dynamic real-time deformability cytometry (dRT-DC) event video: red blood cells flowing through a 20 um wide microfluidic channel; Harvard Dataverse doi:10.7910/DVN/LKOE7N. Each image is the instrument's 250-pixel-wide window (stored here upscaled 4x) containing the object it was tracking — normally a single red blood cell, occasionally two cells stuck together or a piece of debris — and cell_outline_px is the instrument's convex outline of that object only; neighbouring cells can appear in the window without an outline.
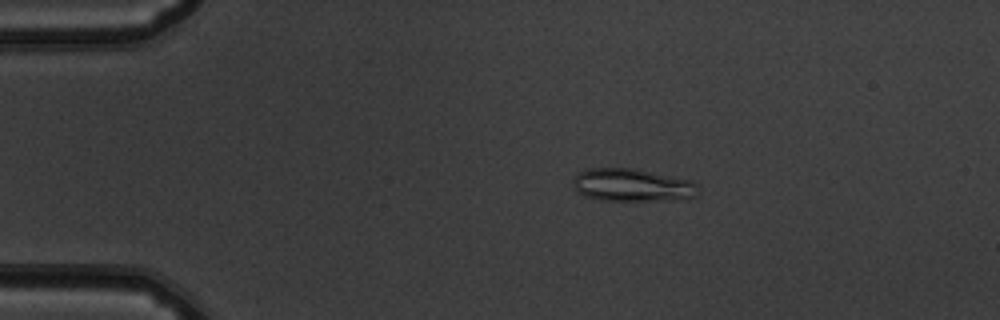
{"species": "common noctule bat (a hibernating species)", "species_latin": "Nyctalus noctula", "temperature_condition": "warm", "stored_images_in_passage": 46, "camera_frame_rate_fps": 3000, "um_per_image_px": 0.085, "animal": {"sex": "male", "body_mass_g": 19.5, "forearm_length_mm": 54.6}, "frame": {"image": 1, "passage_image": 4, "time_ms": 1.0, "image_size_px": [1000, 320], "cell_outline_px": [[700, 184], [696, 196], [688, 200], [600, 200], [584, 196], [572, 184], [572, 180], [576, 172], [588, 168], [632, 168], [692, 180]], "centroid_in_image_um": [53.78, 15.73], "position_along_channel_um": 31.2, "area_um2": 24.28}}
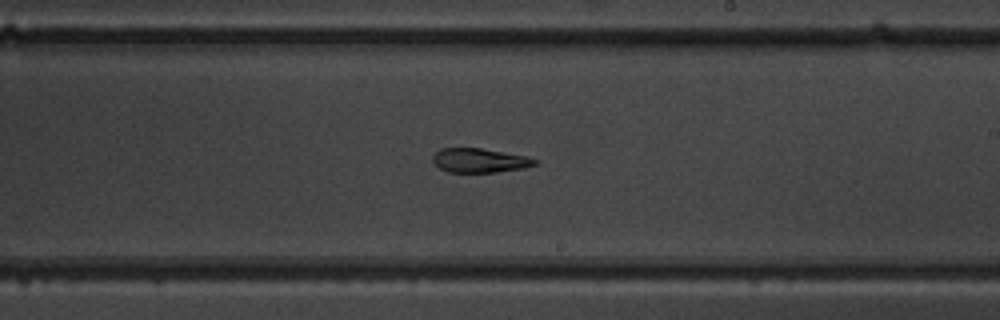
{"frame": {"image": 2, "passage_image": 25, "time_ms": 8.0, "image_size_px": [1000, 320], "cell_outline_px": [[540, 164], [524, 168], [496, 172], [448, 172], [440, 168], [432, 160], [432, 156], [440, 148], [480, 148], [524, 156], [540, 160]], "centroid_in_image_um": [40.79, 13.64], "position_along_channel_um": 248.2, "area_um2": 14.39}}
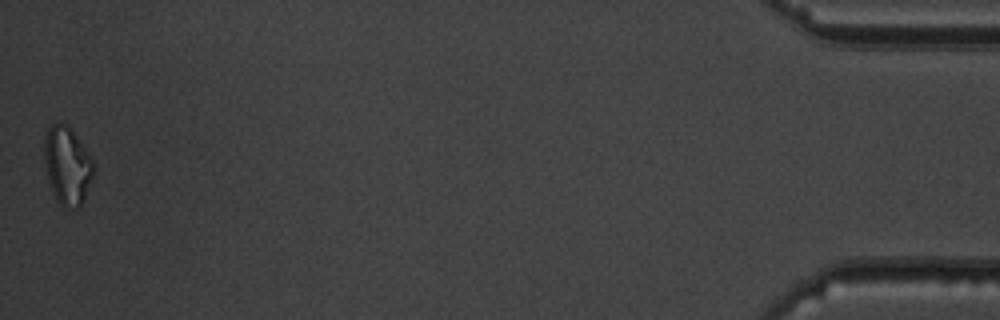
{"frame": {"image": 3, "passage_image": 46, "time_ms": 15.0, "image_size_px": [1000, 320], "cell_outline_px": [[96, 168], [84, 200], [80, 208], [64, 208], [56, 200], [52, 192], [48, 180], [44, 160], [44, 140], [48, 128], [52, 124], [68, 124], [88, 152]], "centroid_in_image_um": [5.73, 14.11], "position_along_channel_um": 429.5, "area_um2": 22.6}, "authors_computed_cell_mechanics": {"area_um2": 16.5597, "velocity_mm_per_s": 3.8776, "shape_relaxation_time_tau1_ms": null, "shape_relaxation_time_tau2_ms": 2.1874, "deformation_change_tau1": null, "deformation_change_tau2": 0.1024}}